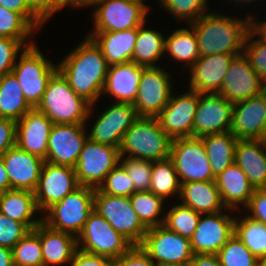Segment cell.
I'll list each match as a JSON object with an SVG mask.
<instances>
[{
  "label": "cell",
  "instance_id": "obj_1",
  "mask_svg": "<svg viewBox=\"0 0 266 266\" xmlns=\"http://www.w3.org/2000/svg\"><path fill=\"white\" fill-rule=\"evenodd\" d=\"M85 37L57 64L71 88L92 105L102 97L109 65L100 47Z\"/></svg>",
  "mask_w": 266,
  "mask_h": 266
},
{
  "label": "cell",
  "instance_id": "obj_2",
  "mask_svg": "<svg viewBox=\"0 0 266 266\" xmlns=\"http://www.w3.org/2000/svg\"><path fill=\"white\" fill-rule=\"evenodd\" d=\"M244 18L211 10L189 24L196 34L201 56L243 54L247 34L257 17L248 13Z\"/></svg>",
  "mask_w": 266,
  "mask_h": 266
},
{
  "label": "cell",
  "instance_id": "obj_3",
  "mask_svg": "<svg viewBox=\"0 0 266 266\" xmlns=\"http://www.w3.org/2000/svg\"><path fill=\"white\" fill-rule=\"evenodd\" d=\"M95 106L96 103L91 105L77 95L57 70L49 79L36 109L44 113L53 124H87Z\"/></svg>",
  "mask_w": 266,
  "mask_h": 266
},
{
  "label": "cell",
  "instance_id": "obj_4",
  "mask_svg": "<svg viewBox=\"0 0 266 266\" xmlns=\"http://www.w3.org/2000/svg\"><path fill=\"white\" fill-rule=\"evenodd\" d=\"M171 143L156 117H138L123 136L120 156L152 162L163 160L170 157Z\"/></svg>",
  "mask_w": 266,
  "mask_h": 266
},
{
  "label": "cell",
  "instance_id": "obj_5",
  "mask_svg": "<svg viewBox=\"0 0 266 266\" xmlns=\"http://www.w3.org/2000/svg\"><path fill=\"white\" fill-rule=\"evenodd\" d=\"M94 192V188L79 186L49 207L42 214V222L53 230L69 233L77 238L94 210Z\"/></svg>",
  "mask_w": 266,
  "mask_h": 266
},
{
  "label": "cell",
  "instance_id": "obj_6",
  "mask_svg": "<svg viewBox=\"0 0 266 266\" xmlns=\"http://www.w3.org/2000/svg\"><path fill=\"white\" fill-rule=\"evenodd\" d=\"M17 57L12 72L18 79L24 98L32 108L40 103L49 79L58 70V64L44 56L37 44L25 47Z\"/></svg>",
  "mask_w": 266,
  "mask_h": 266
},
{
  "label": "cell",
  "instance_id": "obj_7",
  "mask_svg": "<svg viewBox=\"0 0 266 266\" xmlns=\"http://www.w3.org/2000/svg\"><path fill=\"white\" fill-rule=\"evenodd\" d=\"M132 246L95 210L89 215L81 234L77 237V247L81 251L113 260L126 253Z\"/></svg>",
  "mask_w": 266,
  "mask_h": 266
},
{
  "label": "cell",
  "instance_id": "obj_8",
  "mask_svg": "<svg viewBox=\"0 0 266 266\" xmlns=\"http://www.w3.org/2000/svg\"><path fill=\"white\" fill-rule=\"evenodd\" d=\"M94 210L133 246H140L147 228L132 208L129 197L111 196L95 189Z\"/></svg>",
  "mask_w": 266,
  "mask_h": 266
},
{
  "label": "cell",
  "instance_id": "obj_9",
  "mask_svg": "<svg viewBox=\"0 0 266 266\" xmlns=\"http://www.w3.org/2000/svg\"><path fill=\"white\" fill-rule=\"evenodd\" d=\"M140 246L159 266H188L194 256L190 239L165 225L148 228Z\"/></svg>",
  "mask_w": 266,
  "mask_h": 266
},
{
  "label": "cell",
  "instance_id": "obj_10",
  "mask_svg": "<svg viewBox=\"0 0 266 266\" xmlns=\"http://www.w3.org/2000/svg\"><path fill=\"white\" fill-rule=\"evenodd\" d=\"M169 158L174 164L180 183L215 181L201 138L173 139Z\"/></svg>",
  "mask_w": 266,
  "mask_h": 266
},
{
  "label": "cell",
  "instance_id": "obj_11",
  "mask_svg": "<svg viewBox=\"0 0 266 266\" xmlns=\"http://www.w3.org/2000/svg\"><path fill=\"white\" fill-rule=\"evenodd\" d=\"M119 163V148L87 138L74 167L77 181L80 186L98 189L106 176Z\"/></svg>",
  "mask_w": 266,
  "mask_h": 266
},
{
  "label": "cell",
  "instance_id": "obj_12",
  "mask_svg": "<svg viewBox=\"0 0 266 266\" xmlns=\"http://www.w3.org/2000/svg\"><path fill=\"white\" fill-rule=\"evenodd\" d=\"M172 75L164 67L144 68L133 104L139 117H156L168 104L174 89Z\"/></svg>",
  "mask_w": 266,
  "mask_h": 266
},
{
  "label": "cell",
  "instance_id": "obj_13",
  "mask_svg": "<svg viewBox=\"0 0 266 266\" xmlns=\"http://www.w3.org/2000/svg\"><path fill=\"white\" fill-rule=\"evenodd\" d=\"M93 30L123 31L147 23L144 5L128 0H100L93 5Z\"/></svg>",
  "mask_w": 266,
  "mask_h": 266
},
{
  "label": "cell",
  "instance_id": "obj_14",
  "mask_svg": "<svg viewBox=\"0 0 266 266\" xmlns=\"http://www.w3.org/2000/svg\"><path fill=\"white\" fill-rule=\"evenodd\" d=\"M79 186L73 167L44 161L34 192L40 215Z\"/></svg>",
  "mask_w": 266,
  "mask_h": 266
},
{
  "label": "cell",
  "instance_id": "obj_15",
  "mask_svg": "<svg viewBox=\"0 0 266 266\" xmlns=\"http://www.w3.org/2000/svg\"><path fill=\"white\" fill-rule=\"evenodd\" d=\"M138 117L133 104L112 102L96 117L92 129L88 131V138L94 142L120 148L124 134Z\"/></svg>",
  "mask_w": 266,
  "mask_h": 266
},
{
  "label": "cell",
  "instance_id": "obj_16",
  "mask_svg": "<svg viewBox=\"0 0 266 266\" xmlns=\"http://www.w3.org/2000/svg\"><path fill=\"white\" fill-rule=\"evenodd\" d=\"M185 92L181 95L172 93L168 104L156 116L161 128L172 140L192 137L193 134L199 93L188 88Z\"/></svg>",
  "mask_w": 266,
  "mask_h": 266
},
{
  "label": "cell",
  "instance_id": "obj_17",
  "mask_svg": "<svg viewBox=\"0 0 266 266\" xmlns=\"http://www.w3.org/2000/svg\"><path fill=\"white\" fill-rule=\"evenodd\" d=\"M86 126L87 124H53L45 161L74 168L88 138Z\"/></svg>",
  "mask_w": 266,
  "mask_h": 266
},
{
  "label": "cell",
  "instance_id": "obj_18",
  "mask_svg": "<svg viewBox=\"0 0 266 266\" xmlns=\"http://www.w3.org/2000/svg\"><path fill=\"white\" fill-rule=\"evenodd\" d=\"M201 214L190 238L194 254H217L234 234L235 216L224 212ZM234 216V217H233Z\"/></svg>",
  "mask_w": 266,
  "mask_h": 266
},
{
  "label": "cell",
  "instance_id": "obj_19",
  "mask_svg": "<svg viewBox=\"0 0 266 266\" xmlns=\"http://www.w3.org/2000/svg\"><path fill=\"white\" fill-rule=\"evenodd\" d=\"M233 105L219 93L199 94L192 137L230 131Z\"/></svg>",
  "mask_w": 266,
  "mask_h": 266
},
{
  "label": "cell",
  "instance_id": "obj_20",
  "mask_svg": "<svg viewBox=\"0 0 266 266\" xmlns=\"http://www.w3.org/2000/svg\"><path fill=\"white\" fill-rule=\"evenodd\" d=\"M265 88L266 83L250 66L246 56L240 54L232 60L219 94L236 103L263 93Z\"/></svg>",
  "mask_w": 266,
  "mask_h": 266
},
{
  "label": "cell",
  "instance_id": "obj_21",
  "mask_svg": "<svg viewBox=\"0 0 266 266\" xmlns=\"http://www.w3.org/2000/svg\"><path fill=\"white\" fill-rule=\"evenodd\" d=\"M266 95L234 103L230 132L238 140L265 139Z\"/></svg>",
  "mask_w": 266,
  "mask_h": 266
},
{
  "label": "cell",
  "instance_id": "obj_22",
  "mask_svg": "<svg viewBox=\"0 0 266 266\" xmlns=\"http://www.w3.org/2000/svg\"><path fill=\"white\" fill-rule=\"evenodd\" d=\"M240 54L220 53L200 56L189 69V90L199 94L220 93L224 76L232 60Z\"/></svg>",
  "mask_w": 266,
  "mask_h": 266
},
{
  "label": "cell",
  "instance_id": "obj_23",
  "mask_svg": "<svg viewBox=\"0 0 266 266\" xmlns=\"http://www.w3.org/2000/svg\"><path fill=\"white\" fill-rule=\"evenodd\" d=\"M52 126L53 122L44 113L32 108L17 121L16 146L46 160Z\"/></svg>",
  "mask_w": 266,
  "mask_h": 266
},
{
  "label": "cell",
  "instance_id": "obj_24",
  "mask_svg": "<svg viewBox=\"0 0 266 266\" xmlns=\"http://www.w3.org/2000/svg\"><path fill=\"white\" fill-rule=\"evenodd\" d=\"M1 158L8 173L11 189L27 190L34 193L45 160L16 145L4 153Z\"/></svg>",
  "mask_w": 266,
  "mask_h": 266
},
{
  "label": "cell",
  "instance_id": "obj_25",
  "mask_svg": "<svg viewBox=\"0 0 266 266\" xmlns=\"http://www.w3.org/2000/svg\"><path fill=\"white\" fill-rule=\"evenodd\" d=\"M144 68L133 61L110 65L102 95L108 94L114 102L134 104Z\"/></svg>",
  "mask_w": 266,
  "mask_h": 266
},
{
  "label": "cell",
  "instance_id": "obj_26",
  "mask_svg": "<svg viewBox=\"0 0 266 266\" xmlns=\"http://www.w3.org/2000/svg\"><path fill=\"white\" fill-rule=\"evenodd\" d=\"M234 162L254 189L266 188V142L264 139L237 140Z\"/></svg>",
  "mask_w": 266,
  "mask_h": 266
},
{
  "label": "cell",
  "instance_id": "obj_27",
  "mask_svg": "<svg viewBox=\"0 0 266 266\" xmlns=\"http://www.w3.org/2000/svg\"><path fill=\"white\" fill-rule=\"evenodd\" d=\"M215 182L223 205L234 211L241 212V206L247 205L255 190L246 174L235 162L216 176Z\"/></svg>",
  "mask_w": 266,
  "mask_h": 266
},
{
  "label": "cell",
  "instance_id": "obj_28",
  "mask_svg": "<svg viewBox=\"0 0 266 266\" xmlns=\"http://www.w3.org/2000/svg\"><path fill=\"white\" fill-rule=\"evenodd\" d=\"M38 236L42 245L43 266H69L78 249L75 236L53 230L43 222L38 224Z\"/></svg>",
  "mask_w": 266,
  "mask_h": 266
},
{
  "label": "cell",
  "instance_id": "obj_29",
  "mask_svg": "<svg viewBox=\"0 0 266 266\" xmlns=\"http://www.w3.org/2000/svg\"><path fill=\"white\" fill-rule=\"evenodd\" d=\"M138 27L123 31H90L91 37L100 47L107 64H121L132 61Z\"/></svg>",
  "mask_w": 266,
  "mask_h": 266
},
{
  "label": "cell",
  "instance_id": "obj_30",
  "mask_svg": "<svg viewBox=\"0 0 266 266\" xmlns=\"http://www.w3.org/2000/svg\"><path fill=\"white\" fill-rule=\"evenodd\" d=\"M179 200L180 204L204 215L234 211L223 205L215 181L181 183Z\"/></svg>",
  "mask_w": 266,
  "mask_h": 266
},
{
  "label": "cell",
  "instance_id": "obj_31",
  "mask_svg": "<svg viewBox=\"0 0 266 266\" xmlns=\"http://www.w3.org/2000/svg\"><path fill=\"white\" fill-rule=\"evenodd\" d=\"M0 213L12 220L24 223L30 230L42 222V215L35 217L40 211L34 193L27 190L11 189L2 192Z\"/></svg>",
  "mask_w": 266,
  "mask_h": 266
},
{
  "label": "cell",
  "instance_id": "obj_32",
  "mask_svg": "<svg viewBox=\"0 0 266 266\" xmlns=\"http://www.w3.org/2000/svg\"><path fill=\"white\" fill-rule=\"evenodd\" d=\"M200 138L203 141L214 177L234 163L238 139L230 131L208 134Z\"/></svg>",
  "mask_w": 266,
  "mask_h": 266
},
{
  "label": "cell",
  "instance_id": "obj_33",
  "mask_svg": "<svg viewBox=\"0 0 266 266\" xmlns=\"http://www.w3.org/2000/svg\"><path fill=\"white\" fill-rule=\"evenodd\" d=\"M172 31L165 37L164 53L169 54L171 60L177 63H184L186 70H189L201 56L194 29L188 24ZM188 67V69H187Z\"/></svg>",
  "mask_w": 266,
  "mask_h": 266
},
{
  "label": "cell",
  "instance_id": "obj_34",
  "mask_svg": "<svg viewBox=\"0 0 266 266\" xmlns=\"http://www.w3.org/2000/svg\"><path fill=\"white\" fill-rule=\"evenodd\" d=\"M145 25L138 27L132 61L145 68L159 67L158 60L165 55V37L161 31L145 28Z\"/></svg>",
  "mask_w": 266,
  "mask_h": 266
},
{
  "label": "cell",
  "instance_id": "obj_35",
  "mask_svg": "<svg viewBox=\"0 0 266 266\" xmlns=\"http://www.w3.org/2000/svg\"><path fill=\"white\" fill-rule=\"evenodd\" d=\"M31 109L14 73L9 72L0 77V118L17 122Z\"/></svg>",
  "mask_w": 266,
  "mask_h": 266
},
{
  "label": "cell",
  "instance_id": "obj_36",
  "mask_svg": "<svg viewBox=\"0 0 266 266\" xmlns=\"http://www.w3.org/2000/svg\"><path fill=\"white\" fill-rule=\"evenodd\" d=\"M180 187L178 174L170 158L152 162L149 191L167 202L168 198H175L176 195L179 198Z\"/></svg>",
  "mask_w": 266,
  "mask_h": 266
},
{
  "label": "cell",
  "instance_id": "obj_37",
  "mask_svg": "<svg viewBox=\"0 0 266 266\" xmlns=\"http://www.w3.org/2000/svg\"><path fill=\"white\" fill-rule=\"evenodd\" d=\"M236 217L234 234L259 260L266 261V225L247 216Z\"/></svg>",
  "mask_w": 266,
  "mask_h": 266
},
{
  "label": "cell",
  "instance_id": "obj_38",
  "mask_svg": "<svg viewBox=\"0 0 266 266\" xmlns=\"http://www.w3.org/2000/svg\"><path fill=\"white\" fill-rule=\"evenodd\" d=\"M129 200L139 220L147 229L164 224L166 201L163 198L151 191H142L135 192Z\"/></svg>",
  "mask_w": 266,
  "mask_h": 266
},
{
  "label": "cell",
  "instance_id": "obj_39",
  "mask_svg": "<svg viewBox=\"0 0 266 266\" xmlns=\"http://www.w3.org/2000/svg\"><path fill=\"white\" fill-rule=\"evenodd\" d=\"M14 266H43L38 225L29 230L12 248Z\"/></svg>",
  "mask_w": 266,
  "mask_h": 266
},
{
  "label": "cell",
  "instance_id": "obj_40",
  "mask_svg": "<svg viewBox=\"0 0 266 266\" xmlns=\"http://www.w3.org/2000/svg\"><path fill=\"white\" fill-rule=\"evenodd\" d=\"M201 214L182 204H176L165 211L164 224L169 230L179 235L191 238Z\"/></svg>",
  "mask_w": 266,
  "mask_h": 266
},
{
  "label": "cell",
  "instance_id": "obj_41",
  "mask_svg": "<svg viewBox=\"0 0 266 266\" xmlns=\"http://www.w3.org/2000/svg\"><path fill=\"white\" fill-rule=\"evenodd\" d=\"M36 32L38 33L20 13L0 6V37H8L18 41H32L30 38Z\"/></svg>",
  "mask_w": 266,
  "mask_h": 266
},
{
  "label": "cell",
  "instance_id": "obj_42",
  "mask_svg": "<svg viewBox=\"0 0 266 266\" xmlns=\"http://www.w3.org/2000/svg\"><path fill=\"white\" fill-rule=\"evenodd\" d=\"M216 255L222 266H258L261 261L235 234L229 238Z\"/></svg>",
  "mask_w": 266,
  "mask_h": 266
},
{
  "label": "cell",
  "instance_id": "obj_43",
  "mask_svg": "<svg viewBox=\"0 0 266 266\" xmlns=\"http://www.w3.org/2000/svg\"><path fill=\"white\" fill-rule=\"evenodd\" d=\"M162 10L170 13L176 21H186L191 24L208 13V0H158ZM168 11V12H167ZM207 11V12H206Z\"/></svg>",
  "mask_w": 266,
  "mask_h": 266
},
{
  "label": "cell",
  "instance_id": "obj_44",
  "mask_svg": "<svg viewBox=\"0 0 266 266\" xmlns=\"http://www.w3.org/2000/svg\"><path fill=\"white\" fill-rule=\"evenodd\" d=\"M243 54L249 60L250 66L266 83V38L254 27L247 34Z\"/></svg>",
  "mask_w": 266,
  "mask_h": 266
},
{
  "label": "cell",
  "instance_id": "obj_45",
  "mask_svg": "<svg viewBox=\"0 0 266 266\" xmlns=\"http://www.w3.org/2000/svg\"><path fill=\"white\" fill-rule=\"evenodd\" d=\"M120 164L134 184L135 192L149 191L151 185L152 161L120 156Z\"/></svg>",
  "mask_w": 266,
  "mask_h": 266
},
{
  "label": "cell",
  "instance_id": "obj_46",
  "mask_svg": "<svg viewBox=\"0 0 266 266\" xmlns=\"http://www.w3.org/2000/svg\"><path fill=\"white\" fill-rule=\"evenodd\" d=\"M98 190L101 193L118 197H130L135 193L134 184L120 163L106 176Z\"/></svg>",
  "mask_w": 266,
  "mask_h": 266
},
{
  "label": "cell",
  "instance_id": "obj_47",
  "mask_svg": "<svg viewBox=\"0 0 266 266\" xmlns=\"http://www.w3.org/2000/svg\"><path fill=\"white\" fill-rule=\"evenodd\" d=\"M32 41H18L8 37H0V77L12 72L21 50L34 44Z\"/></svg>",
  "mask_w": 266,
  "mask_h": 266
},
{
  "label": "cell",
  "instance_id": "obj_48",
  "mask_svg": "<svg viewBox=\"0 0 266 266\" xmlns=\"http://www.w3.org/2000/svg\"><path fill=\"white\" fill-rule=\"evenodd\" d=\"M30 229L21 222L0 213V246L12 248Z\"/></svg>",
  "mask_w": 266,
  "mask_h": 266
},
{
  "label": "cell",
  "instance_id": "obj_49",
  "mask_svg": "<svg viewBox=\"0 0 266 266\" xmlns=\"http://www.w3.org/2000/svg\"><path fill=\"white\" fill-rule=\"evenodd\" d=\"M113 261L114 266H159L141 246H132L126 253Z\"/></svg>",
  "mask_w": 266,
  "mask_h": 266
},
{
  "label": "cell",
  "instance_id": "obj_50",
  "mask_svg": "<svg viewBox=\"0 0 266 266\" xmlns=\"http://www.w3.org/2000/svg\"><path fill=\"white\" fill-rule=\"evenodd\" d=\"M245 216L263 222L266 225V188L255 189L247 205Z\"/></svg>",
  "mask_w": 266,
  "mask_h": 266
},
{
  "label": "cell",
  "instance_id": "obj_51",
  "mask_svg": "<svg viewBox=\"0 0 266 266\" xmlns=\"http://www.w3.org/2000/svg\"><path fill=\"white\" fill-rule=\"evenodd\" d=\"M0 6L20 13L37 31L44 26V23L31 11L27 0H0Z\"/></svg>",
  "mask_w": 266,
  "mask_h": 266
},
{
  "label": "cell",
  "instance_id": "obj_52",
  "mask_svg": "<svg viewBox=\"0 0 266 266\" xmlns=\"http://www.w3.org/2000/svg\"><path fill=\"white\" fill-rule=\"evenodd\" d=\"M31 11L45 24L64 7L59 0H27Z\"/></svg>",
  "mask_w": 266,
  "mask_h": 266
},
{
  "label": "cell",
  "instance_id": "obj_53",
  "mask_svg": "<svg viewBox=\"0 0 266 266\" xmlns=\"http://www.w3.org/2000/svg\"><path fill=\"white\" fill-rule=\"evenodd\" d=\"M17 122L0 118V156L16 145Z\"/></svg>",
  "mask_w": 266,
  "mask_h": 266
},
{
  "label": "cell",
  "instance_id": "obj_54",
  "mask_svg": "<svg viewBox=\"0 0 266 266\" xmlns=\"http://www.w3.org/2000/svg\"><path fill=\"white\" fill-rule=\"evenodd\" d=\"M69 266H114L113 259L77 249Z\"/></svg>",
  "mask_w": 266,
  "mask_h": 266
},
{
  "label": "cell",
  "instance_id": "obj_55",
  "mask_svg": "<svg viewBox=\"0 0 266 266\" xmlns=\"http://www.w3.org/2000/svg\"><path fill=\"white\" fill-rule=\"evenodd\" d=\"M188 266H222L216 254H194Z\"/></svg>",
  "mask_w": 266,
  "mask_h": 266
},
{
  "label": "cell",
  "instance_id": "obj_56",
  "mask_svg": "<svg viewBox=\"0 0 266 266\" xmlns=\"http://www.w3.org/2000/svg\"><path fill=\"white\" fill-rule=\"evenodd\" d=\"M11 190L10 180L8 177L7 170L5 169L4 163L0 156V192Z\"/></svg>",
  "mask_w": 266,
  "mask_h": 266
},
{
  "label": "cell",
  "instance_id": "obj_57",
  "mask_svg": "<svg viewBox=\"0 0 266 266\" xmlns=\"http://www.w3.org/2000/svg\"><path fill=\"white\" fill-rule=\"evenodd\" d=\"M0 266H14L11 249L0 246Z\"/></svg>",
  "mask_w": 266,
  "mask_h": 266
},
{
  "label": "cell",
  "instance_id": "obj_58",
  "mask_svg": "<svg viewBox=\"0 0 266 266\" xmlns=\"http://www.w3.org/2000/svg\"><path fill=\"white\" fill-rule=\"evenodd\" d=\"M258 22L256 21V19L253 20V27L263 36L266 38V21H264L263 19L261 21H259V19H257Z\"/></svg>",
  "mask_w": 266,
  "mask_h": 266
},
{
  "label": "cell",
  "instance_id": "obj_59",
  "mask_svg": "<svg viewBox=\"0 0 266 266\" xmlns=\"http://www.w3.org/2000/svg\"><path fill=\"white\" fill-rule=\"evenodd\" d=\"M59 3L65 8V6L80 8V0H59Z\"/></svg>",
  "mask_w": 266,
  "mask_h": 266
},
{
  "label": "cell",
  "instance_id": "obj_60",
  "mask_svg": "<svg viewBox=\"0 0 266 266\" xmlns=\"http://www.w3.org/2000/svg\"><path fill=\"white\" fill-rule=\"evenodd\" d=\"M231 3H235V6L241 5V7H245L247 4L250 5L252 2H256L257 0H230ZM244 5V6H243Z\"/></svg>",
  "mask_w": 266,
  "mask_h": 266
},
{
  "label": "cell",
  "instance_id": "obj_61",
  "mask_svg": "<svg viewBox=\"0 0 266 266\" xmlns=\"http://www.w3.org/2000/svg\"><path fill=\"white\" fill-rule=\"evenodd\" d=\"M99 1L100 0H80V8L81 7H89V6L93 7V5Z\"/></svg>",
  "mask_w": 266,
  "mask_h": 266
},
{
  "label": "cell",
  "instance_id": "obj_62",
  "mask_svg": "<svg viewBox=\"0 0 266 266\" xmlns=\"http://www.w3.org/2000/svg\"><path fill=\"white\" fill-rule=\"evenodd\" d=\"M128 1H132V2H136V3H139L141 5H144L148 10L151 11V6H149L148 4L146 5L145 4V1L147 2V0H128Z\"/></svg>",
  "mask_w": 266,
  "mask_h": 266
},
{
  "label": "cell",
  "instance_id": "obj_63",
  "mask_svg": "<svg viewBox=\"0 0 266 266\" xmlns=\"http://www.w3.org/2000/svg\"><path fill=\"white\" fill-rule=\"evenodd\" d=\"M258 266H266V261H260V263L258 264Z\"/></svg>",
  "mask_w": 266,
  "mask_h": 266
},
{
  "label": "cell",
  "instance_id": "obj_64",
  "mask_svg": "<svg viewBox=\"0 0 266 266\" xmlns=\"http://www.w3.org/2000/svg\"><path fill=\"white\" fill-rule=\"evenodd\" d=\"M265 95H266V88H265ZM265 139H266V119H265Z\"/></svg>",
  "mask_w": 266,
  "mask_h": 266
}]
</instances>
